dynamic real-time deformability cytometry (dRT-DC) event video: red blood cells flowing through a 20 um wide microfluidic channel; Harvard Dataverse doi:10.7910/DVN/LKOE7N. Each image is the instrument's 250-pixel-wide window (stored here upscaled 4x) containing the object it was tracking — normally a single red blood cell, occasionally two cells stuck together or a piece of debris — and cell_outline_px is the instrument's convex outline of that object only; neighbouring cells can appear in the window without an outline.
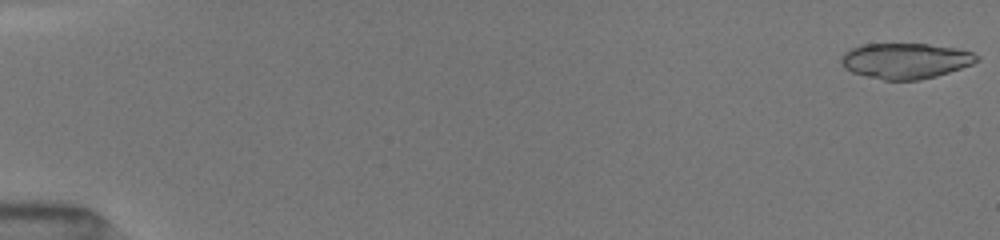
{"species": "common noctule bat (a hibernating species)", "species_latin": "Nyctalus noctula", "temperature_condition": "room temperature", "stored_images_in_passage": 15, "camera_frame_rate_fps": 3000, "um_per_image_px": 0.085, "animal": {"sex": "female", "body_mass_g": 19.5, "forearm_length_mm": 54.1}, "frame": {"image": 1, "passage_image": 1, "time_ms": 0.0, "image_size_px": [1000, 240], "cell_outline_px": [[980, 60], [972, 64], [936, 76], [920, 80], [884, 80], [852, 72], [844, 68], [840, 60], [840, 56], [844, 52], [860, 44], [928, 44], [956, 48], [972, 52], [980, 56]], "centroid_in_image_um": [76.96, 5.16], "position_along_channel_um": 8.0, "area_um2": 28.15}}
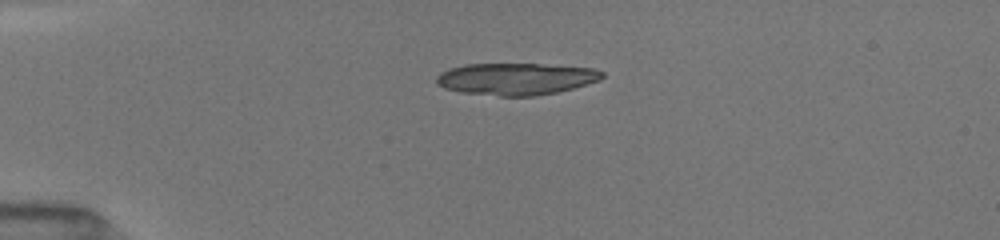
{"frame": {"image": 2, "passage_image": 9, "time_ms": 4.0, "image_size_px": [1000, 240], "cell_outline_px": [[604, 76], [600, 80], [572, 88], [556, 92], [536, 96], [500, 96], [460, 92], [444, 88], [436, 84], [436, 76], [440, 72], [464, 64], [540, 64], [596, 68], [604, 72]], "centroid_in_image_um": [43.85, 6.7], "position_along_channel_um": 41.1, "area_um2": 30.92}}